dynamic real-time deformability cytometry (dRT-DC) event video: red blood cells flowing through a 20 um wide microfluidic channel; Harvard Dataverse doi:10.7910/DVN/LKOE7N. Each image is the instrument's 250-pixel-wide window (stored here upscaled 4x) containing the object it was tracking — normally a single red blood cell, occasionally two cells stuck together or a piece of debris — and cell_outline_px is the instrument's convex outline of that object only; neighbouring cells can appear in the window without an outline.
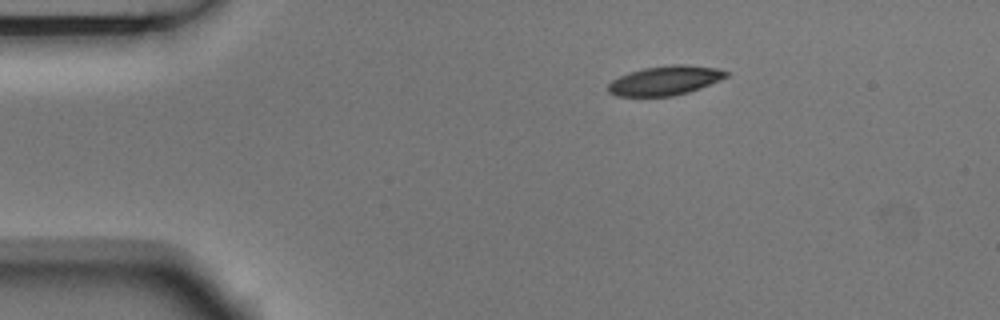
{"species": "Egyptian fruit bat (a non-hibernating species)", "species_latin": "Rousettus aegyptiacus", "temperature_condition": "room temperature", "stored_images_in_passage": 5, "camera_frame_rate_fps": 3000, "um_per_image_px": 0.085, "animal": {"sex": "male"}, "frame": {"image": 1, "passage_image": 1, "time_ms": 0.0, "image_size_px": [1000, 320], "cell_outline_px": [[728, 76], [720, 80], [700, 88], [688, 92], [672, 96], [616, 96], [608, 92], [608, 84], [612, 80], [628, 72], [644, 68], [676, 64], [680, 64], [716, 68], [728, 72]], "centroid_in_image_um": [56.51, 6.85], "position_along_channel_um": 28.5, "area_um2": 20.0}}
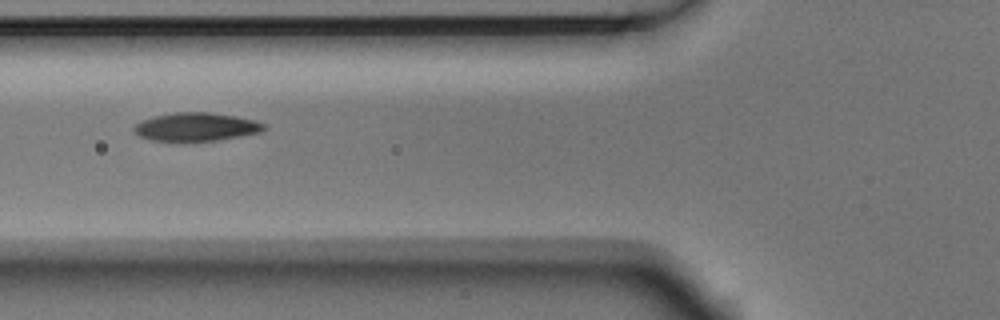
{"frame": {"image": 2, "passage_image": 4, "time_ms": 1.0, "image_size_px": [1000, 320], "cell_outline_px": [[268, 128], [260, 132], [240, 136], [216, 140], [152, 140], [140, 136], [132, 132], [132, 128], [140, 120], [172, 112], [208, 112], [236, 116], [256, 120], [264, 124]], "centroid_in_image_um": [16.67, 10.76], "position_along_channel_um": 109.1, "area_um2": 21.33}}
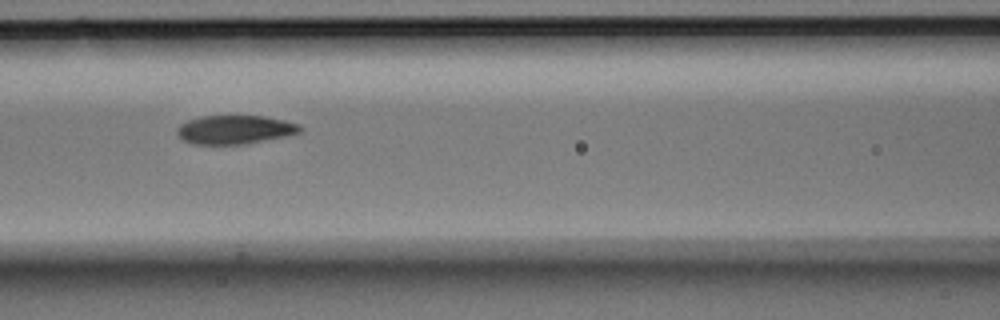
{"frame": {"image": 3, "passage_image": 5, "time_ms": 1.333, "image_size_px": [1000, 320], "cell_outline_px": [[304, 128], [300, 132], [288, 136], [248, 144], [192, 144], [184, 140], [176, 132], [176, 128], [180, 124], [188, 120], [200, 116], [264, 116], [284, 120], [300, 124]], "centroid_in_image_um": [20.0, 11.02], "position_along_channel_um": 146.6, "area_um2": 20.81}}